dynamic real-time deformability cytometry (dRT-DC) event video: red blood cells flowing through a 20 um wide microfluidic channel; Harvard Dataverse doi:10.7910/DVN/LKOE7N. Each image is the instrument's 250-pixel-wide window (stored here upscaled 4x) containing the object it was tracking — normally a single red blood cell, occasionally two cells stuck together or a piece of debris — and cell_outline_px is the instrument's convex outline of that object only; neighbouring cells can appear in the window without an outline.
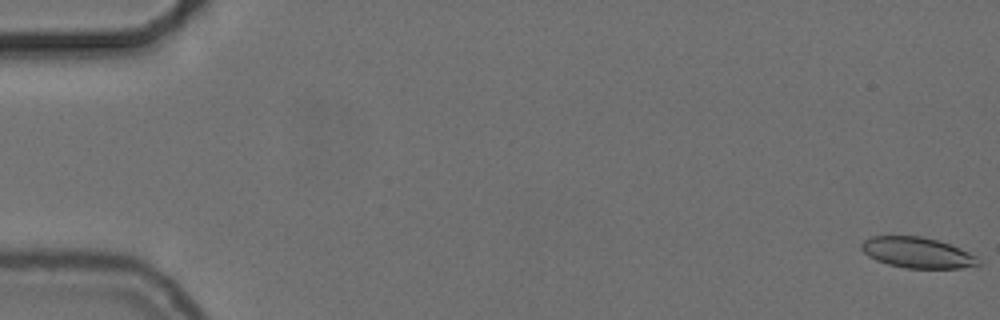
{"species": "common noctule bat (a hibernating species)", "species_latin": "Nyctalus noctula", "temperature_condition": "cold", "stored_images_in_passage": 57, "camera_frame_rate_fps": 3000, "um_per_image_px": 0.085, "animal": {"sex": "female", "body_mass_g": 24.6, "forearm_length_mm": 56.2}, "frame": {"image": 1, "passage_image": 1, "time_ms": 0.0, "image_size_px": [1000, 320], "cell_outline_px": [[980, 264], [960, 268], [904, 268], [888, 264], [876, 260], [868, 256], [860, 248], [860, 244], [864, 240], [872, 236], [920, 236], [936, 240], [960, 248], [976, 256]], "centroid_in_image_um": [77.92, 21.47], "position_along_channel_um": 7.1, "area_um2": 20.75}}
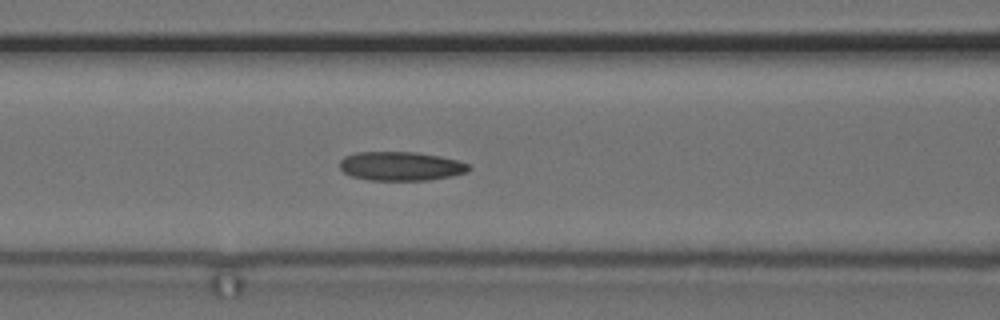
{"frame": {"image": 2, "passage_image": 24, "time_ms": 7.667, "image_size_px": [1000, 320], "cell_outline_px": [[472, 168], [468, 172], [428, 180], [368, 180], [352, 176], [344, 172], [340, 168], [340, 160], [344, 156], [356, 152], [416, 152], [440, 156], [456, 160], [468, 164]], "centroid_in_image_um": [34.05, 14.12], "position_along_channel_um": 132.5, "area_um2": 21.73}}
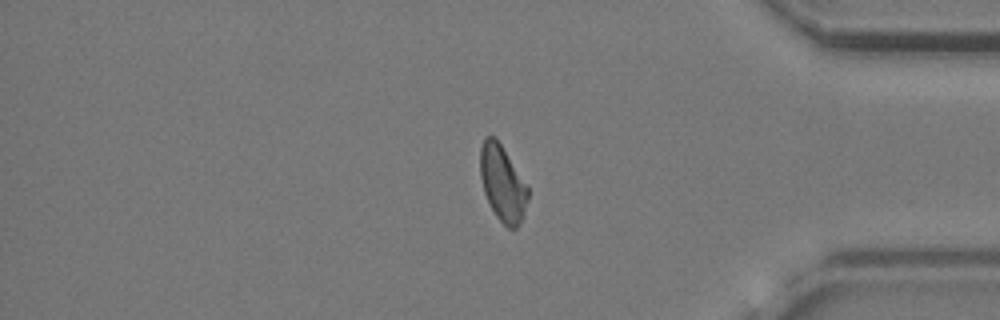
{"frame": {"image": 3, "passage_image": 47, "time_ms": 15.333, "image_size_px": [1000, 320], "cell_outline_px": [[528, 200], [524, 216], [516, 228], [508, 228], [496, 216], [484, 192], [480, 176], [480, 148], [484, 136], [496, 136], [528, 188]], "centroid_in_image_um": [42.7, 15.57], "position_along_channel_um": 392.5, "area_um2": 20.92}, "authors_computed_cell_mechanics": {"area_um2": 21.3282, "velocity_mm_per_s": 3.6993, "shape_relaxation_time_tau1_ms": null, "shape_relaxation_time_tau2_ms": 4.8256, "deformation_change_tau1": null, "deformation_change_tau2": 0.1242}}